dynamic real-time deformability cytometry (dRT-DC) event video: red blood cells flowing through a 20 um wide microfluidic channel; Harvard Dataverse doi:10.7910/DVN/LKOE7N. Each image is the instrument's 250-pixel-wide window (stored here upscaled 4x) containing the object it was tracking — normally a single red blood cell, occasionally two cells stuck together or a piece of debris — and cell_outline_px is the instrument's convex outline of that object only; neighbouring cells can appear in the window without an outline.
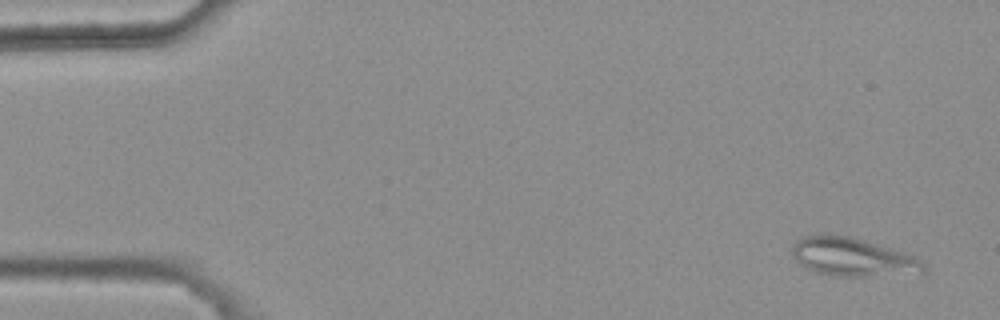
{"species": "common noctule bat (a hibernating species)", "species_latin": "Nyctalus noctula", "temperature_condition": "warm", "stored_images_in_passage": 4, "camera_frame_rate_fps": 3000, "um_per_image_px": 0.085, "animal": {"sex": "female", "body_mass_g": 25.1}, "frame": {"image": 1, "passage_image": 1, "time_ms": 0.0, "image_size_px": [1000, 320], "cell_outline_px": [[924, 276], [836, 276], [816, 272], [800, 264], [792, 256], [792, 244], [796, 240], [804, 236], [820, 232], [824, 232], [852, 236], [904, 252], [924, 260]], "centroid_in_image_um": [72.54, 21.85], "position_along_channel_um": 12.5, "area_um2": 30.58}}